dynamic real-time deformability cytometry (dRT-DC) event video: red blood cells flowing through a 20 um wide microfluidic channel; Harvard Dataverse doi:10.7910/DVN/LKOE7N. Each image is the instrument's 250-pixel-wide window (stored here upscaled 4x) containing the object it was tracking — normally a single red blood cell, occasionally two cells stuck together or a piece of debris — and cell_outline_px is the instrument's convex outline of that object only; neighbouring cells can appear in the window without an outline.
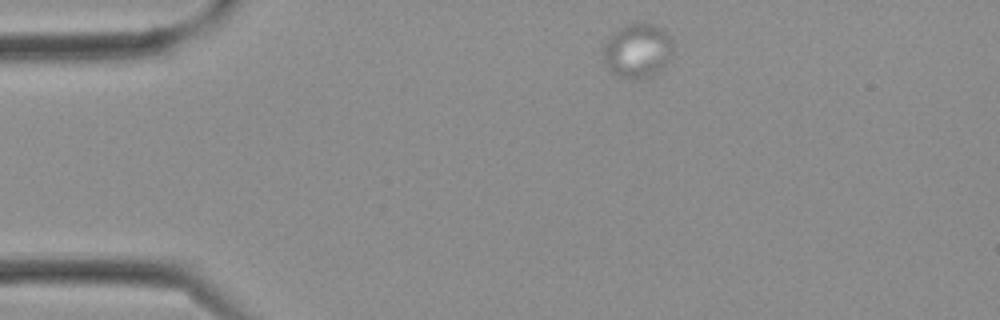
{"species": "Egyptian fruit bat (a non-hibernating species)", "species_latin": "Rousettus aegyptiacus", "temperature_condition": "cold", "stored_images_in_passage": 14, "camera_frame_rate_fps": 3000, "um_per_image_px": 0.085, "frame": {"image": 1, "passage_image": 1, "time_ms": 0.0, "image_size_px": [1000, 320], "cell_outline_px": [[672, 48], [668, 60], [656, 72], [640, 80], [616, 76], [608, 68], [604, 60], [604, 44], [620, 28], [628, 24], [640, 20], [652, 24], [660, 28], [672, 40]], "centroid_in_image_um": [54.17, 4.29], "position_along_channel_um": 30.8, "area_um2": 21.68}}
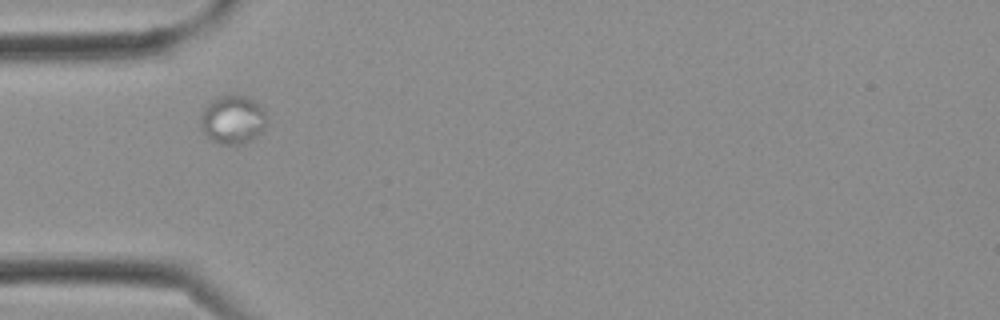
{"frame": {"image": 2, "passage_image": 5, "time_ms": 1.333, "image_size_px": [1000, 320], "cell_outline_px": [[264, 128], [252, 140], [240, 144], [220, 144], [212, 140], [200, 128], [200, 116], [204, 108], [208, 104], [220, 96], [244, 96], [252, 100], [264, 112]], "centroid_in_image_um": [19.73, 10.2], "position_along_channel_um": 65.3, "area_um2": 18.09}}
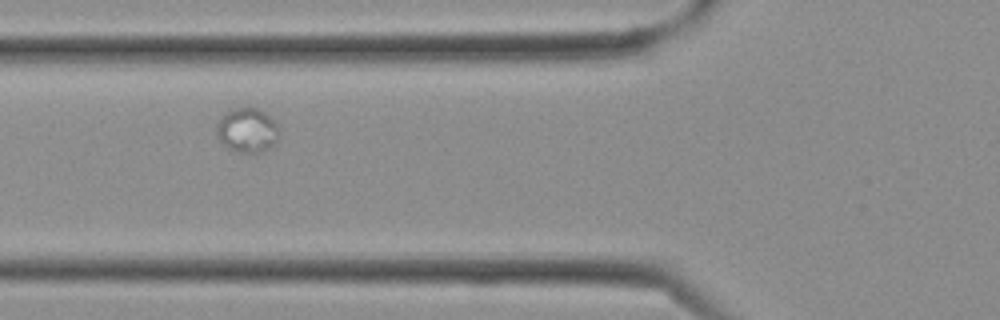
{"frame": {"image": 3, "passage_image": 7, "time_ms": 2.0, "image_size_px": [1000, 320], "cell_outline_px": [[280, 136], [276, 144], [260, 152], [236, 152], [228, 148], [220, 140], [216, 132], [216, 124], [224, 112], [232, 108], [256, 108], [264, 112], [276, 124], [280, 132]], "centroid_in_image_um": [21.01, 11.07], "position_along_channel_um": 104.8, "area_um2": 16.24}}